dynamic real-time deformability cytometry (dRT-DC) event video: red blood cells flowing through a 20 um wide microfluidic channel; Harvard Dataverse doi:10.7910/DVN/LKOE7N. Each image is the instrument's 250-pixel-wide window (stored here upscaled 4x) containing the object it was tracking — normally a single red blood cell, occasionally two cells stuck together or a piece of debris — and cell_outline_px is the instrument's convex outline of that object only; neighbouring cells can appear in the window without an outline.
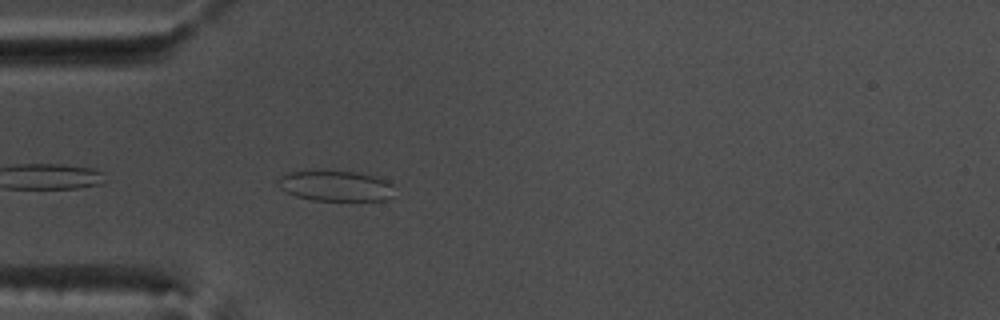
{"species": "common noctule bat (a hibernating species)", "species_latin": "Nyctalus noctula", "temperature_condition": "warm", "stored_images_in_passage": 11, "camera_frame_rate_fps": 3000, "um_per_image_px": 0.085, "animal": {"sex": "male", "body_mass_g": 17.5, "forearm_length_mm": 52.3}, "frame": {"image": 1, "passage_image": 2, "time_ms": 0.333, "image_size_px": [1000, 320], "cell_outline_px": [[392, 184], [384, 200], [312, 200], [296, 196], [280, 188], [276, 184], [276, 180], [284, 172], [352, 172], [380, 176], [388, 180]], "centroid_in_image_um": [28.44, 15.79], "position_along_channel_um": 56.6, "area_um2": 20.17}}